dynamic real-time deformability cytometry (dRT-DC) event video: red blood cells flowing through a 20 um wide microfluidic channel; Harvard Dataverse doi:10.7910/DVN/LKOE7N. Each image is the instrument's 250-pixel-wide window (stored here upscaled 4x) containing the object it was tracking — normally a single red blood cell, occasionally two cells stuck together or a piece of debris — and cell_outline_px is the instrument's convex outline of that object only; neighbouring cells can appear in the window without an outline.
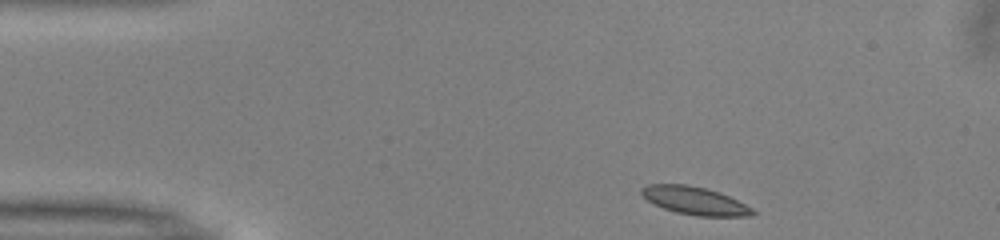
{"species": "common noctule bat (a hibernating species)", "species_latin": "Nyctalus noctula", "temperature_condition": "warm", "stored_images_in_passage": 15, "camera_frame_rate_fps": 3000, "um_per_image_px": 0.085, "animal": {"sex": "male", "body_mass_g": 13.0, "forearm_length_mm": 53.1}, "frame": {"image": 1, "passage_image": 1, "time_ms": 0.0, "image_size_px": [1000, 240], "cell_outline_px": [[756, 212], [752, 216], [696, 216], [676, 212], [664, 208], [648, 200], [640, 192], [640, 188], [648, 184], [688, 184], [704, 188], [728, 196], [752, 208]], "centroid_in_image_um": [59.04, 17.06], "position_along_channel_um": 26.0, "area_um2": 17.8}}
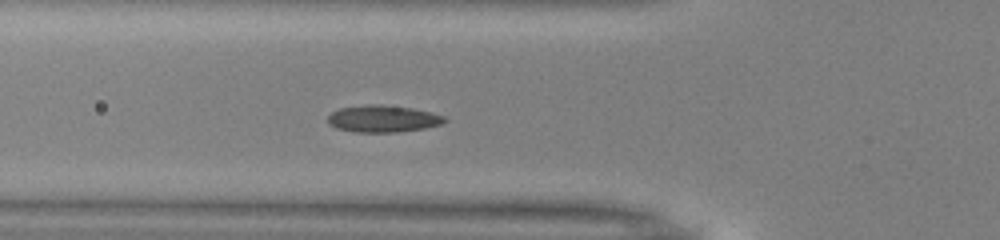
{"frame": {"image": 2, "passage_image": 11, "time_ms": 3.333, "image_size_px": [1000, 240], "cell_outline_px": [[448, 120], [440, 124], [424, 128], [396, 132], [356, 132], [336, 128], [328, 124], [328, 116], [332, 112], [340, 108], [368, 104], [380, 104], [412, 108], [444, 116]], "centroid_in_image_um": [32.51, 10.09], "position_along_channel_um": 93.3, "area_um2": 18.21}}
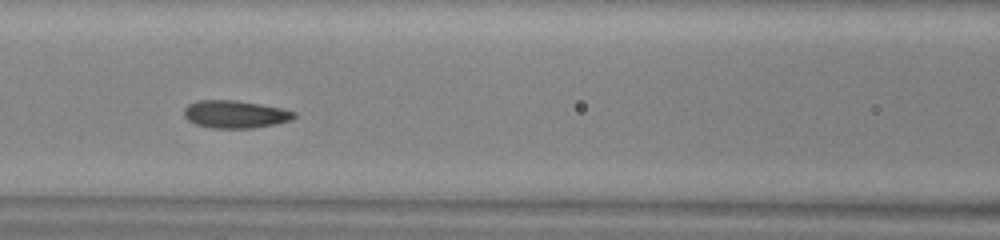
{"frame": {"image": 3, "passage_image": 15, "time_ms": 4.667, "image_size_px": [1000, 240], "cell_outline_px": [[296, 116], [292, 120], [276, 124], [252, 128], [212, 128], [196, 124], [188, 120], [184, 116], [184, 108], [188, 104], [200, 100], [236, 100], [260, 104], [280, 108], [296, 112]], "centroid_in_image_um": [19.99, 9.71], "position_along_channel_um": 146.6, "area_um2": 17.74}}